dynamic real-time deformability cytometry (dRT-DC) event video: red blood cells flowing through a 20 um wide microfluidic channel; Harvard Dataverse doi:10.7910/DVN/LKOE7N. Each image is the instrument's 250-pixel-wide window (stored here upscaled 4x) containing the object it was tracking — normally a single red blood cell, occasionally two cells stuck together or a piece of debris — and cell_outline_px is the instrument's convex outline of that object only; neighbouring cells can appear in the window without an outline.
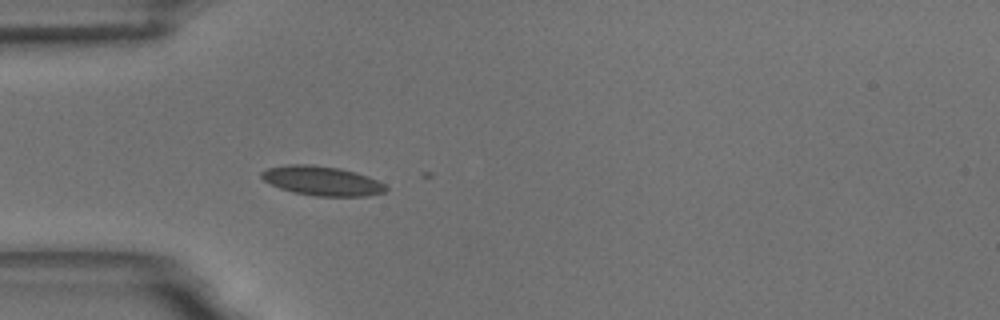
{"species": "common noctule bat (a hibernating species)", "species_latin": "Nyctalus noctula", "temperature_condition": "room temperature", "stored_images_in_passage": 4, "camera_frame_rate_fps": 3000, "um_per_image_px": 0.085, "animal": {"sex": "male", "body_mass_g": 18.8}, "frame": {"image": 1, "passage_image": 2, "time_ms": 0.333, "image_size_px": [1000, 320], "cell_outline_px": [[388, 188], [384, 192], [368, 196], [316, 196], [292, 192], [280, 188], [264, 180], [260, 176], [260, 172], [268, 168], [288, 164], [312, 164], [340, 168], [356, 172], [368, 176], [384, 184]], "centroid_in_image_um": [27.36, 15.36], "position_along_channel_um": 57.6, "area_um2": 21.33}}